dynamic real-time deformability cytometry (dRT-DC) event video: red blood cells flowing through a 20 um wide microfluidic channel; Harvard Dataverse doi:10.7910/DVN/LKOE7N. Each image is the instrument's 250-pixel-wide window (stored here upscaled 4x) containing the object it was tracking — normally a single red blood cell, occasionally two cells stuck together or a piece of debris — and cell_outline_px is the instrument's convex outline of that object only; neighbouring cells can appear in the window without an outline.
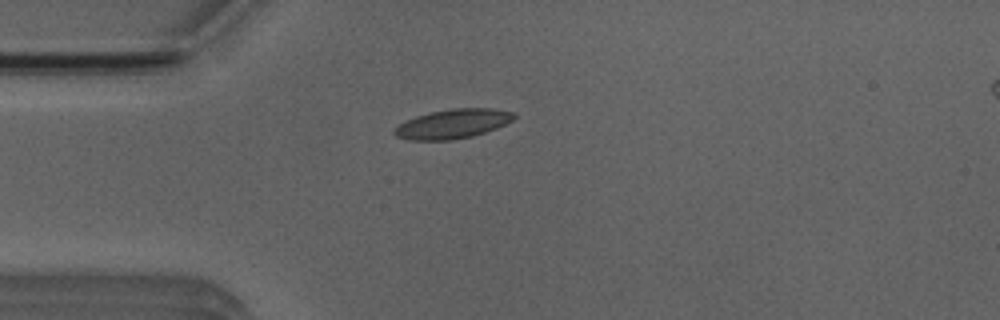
{"species": "Egyptian fruit bat (a non-hibernating species)", "species_latin": "Rousettus aegyptiacus", "temperature_condition": "room temperature", "stored_images_in_passage": 4, "camera_frame_rate_fps": 3000, "um_per_image_px": 0.085, "animal": {"sex": "male"}, "frame": {"image": 1, "passage_image": 4, "time_ms": 3.333, "image_size_px": [1000, 320], "cell_outline_px": [[516, 116], [512, 120], [496, 128], [472, 136], [448, 140], [408, 140], [396, 136], [392, 132], [400, 124], [416, 116], [432, 112], [452, 108], [492, 108], [512, 112]], "centroid_in_image_um": [38.48, 10.52], "position_along_channel_um": 46.5, "area_um2": 20.11}}